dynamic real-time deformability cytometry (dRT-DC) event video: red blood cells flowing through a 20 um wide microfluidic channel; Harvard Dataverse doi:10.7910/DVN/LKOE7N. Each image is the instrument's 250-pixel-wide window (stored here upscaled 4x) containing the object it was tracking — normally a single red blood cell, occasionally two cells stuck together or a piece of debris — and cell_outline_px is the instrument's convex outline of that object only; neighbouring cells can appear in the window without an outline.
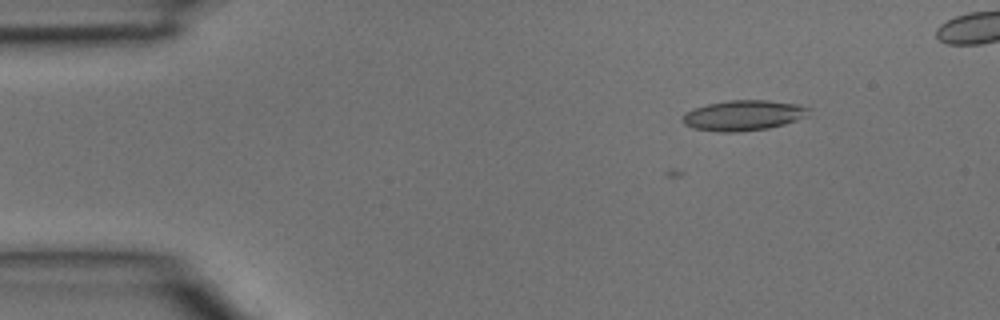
{"species": "common noctule bat (a hibernating species)", "species_latin": "Nyctalus noctula", "temperature_condition": "room temperature", "stored_images_in_passage": 4, "camera_frame_rate_fps": 3000, "um_per_image_px": 0.085, "animal": {"sex": "male", "body_mass_g": 15.6}, "frame": {"image": 1, "passage_image": 2, "time_ms": 0.333, "image_size_px": [1000, 320], "cell_outline_px": [[812, 108], [808, 116], [784, 124], [768, 128], [740, 132], [720, 132], [692, 128], [684, 124], [684, 112], [692, 108], [708, 104], [728, 100], [768, 100], [796, 104]], "centroid_in_image_um": [63.2, 9.8], "position_along_channel_um": 21.8, "area_um2": 22.43}}